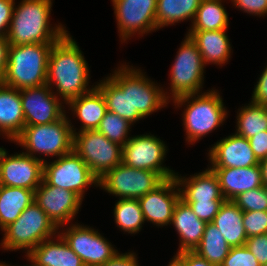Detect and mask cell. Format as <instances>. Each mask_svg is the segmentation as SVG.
I'll use <instances>...</instances> for the list:
<instances>
[{"mask_svg": "<svg viewBox=\"0 0 267 266\" xmlns=\"http://www.w3.org/2000/svg\"><path fill=\"white\" fill-rule=\"evenodd\" d=\"M230 249L220 230L210 222L206 224L201 242L194 252L211 264L221 266Z\"/></svg>", "mask_w": 267, "mask_h": 266, "instance_id": "cell-32", "label": "cell"}, {"mask_svg": "<svg viewBox=\"0 0 267 266\" xmlns=\"http://www.w3.org/2000/svg\"><path fill=\"white\" fill-rule=\"evenodd\" d=\"M53 44L10 45L7 70L2 83L18 90L45 85Z\"/></svg>", "mask_w": 267, "mask_h": 266, "instance_id": "cell-4", "label": "cell"}, {"mask_svg": "<svg viewBox=\"0 0 267 266\" xmlns=\"http://www.w3.org/2000/svg\"><path fill=\"white\" fill-rule=\"evenodd\" d=\"M243 212L267 211V191L264 186L245 191L232 200Z\"/></svg>", "mask_w": 267, "mask_h": 266, "instance_id": "cell-36", "label": "cell"}, {"mask_svg": "<svg viewBox=\"0 0 267 266\" xmlns=\"http://www.w3.org/2000/svg\"><path fill=\"white\" fill-rule=\"evenodd\" d=\"M263 183H267V158L259 161Z\"/></svg>", "mask_w": 267, "mask_h": 266, "instance_id": "cell-48", "label": "cell"}, {"mask_svg": "<svg viewBox=\"0 0 267 266\" xmlns=\"http://www.w3.org/2000/svg\"><path fill=\"white\" fill-rule=\"evenodd\" d=\"M212 223L230 247L245 245L248 237L243 225V211L232 200H224Z\"/></svg>", "mask_w": 267, "mask_h": 266, "instance_id": "cell-28", "label": "cell"}, {"mask_svg": "<svg viewBox=\"0 0 267 266\" xmlns=\"http://www.w3.org/2000/svg\"><path fill=\"white\" fill-rule=\"evenodd\" d=\"M167 146L152 134L131 136L122 146V163L135 169L158 173L164 180L175 177V170L163 165Z\"/></svg>", "mask_w": 267, "mask_h": 266, "instance_id": "cell-11", "label": "cell"}, {"mask_svg": "<svg viewBox=\"0 0 267 266\" xmlns=\"http://www.w3.org/2000/svg\"><path fill=\"white\" fill-rule=\"evenodd\" d=\"M88 63L77 42L67 32L59 41L53 44L47 67L46 84L53 93L67 104L70 100L86 94L95 86H89ZM57 92V93H56Z\"/></svg>", "mask_w": 267, "mask_h": 266, "instance_id": "cell-1", "label": "cell"}, {"mask_svg": "<svg viewBox=\"0 0 267 266\" xmlns=\"http://www.w3.org/2000/svg\"><path fill=\"white\" fill-rule=\"evenodd\" d=\"M202 0H157L156 26L161 29L168 25L192 19Z\"/></svg>", "mask_w": 267, "mask_h": 266, "instance_id": "cell-30", "label": "cell"}, {"mask_svg": "<svg viewBox=\"0 0 267 266\" xmlns=\"http://www.w3.org/2000/svg\"><path fill=\"white\" fill-rule=\"evenodd\" d=\"M66 105H69V110L82 122L78 132L96 130L107 111L105 98L96 86L88 93L70 100Z\"/></svg>", "mask_w": 267, "mask_h": 266, "instance_id": "cell-27", "label": "cell"}, {"mask_svg": "<svg viewBox=\"0 0 267 266\" xmlns=\"http://www.w3.org/2000/svg\"><path fill=\"white\" fill-rule=\"evenodd\" d=\"M131 125V123L118 114L106 111L96 130L106 136L110 141L123 146L130 138L128 135L131 131Z\"/></svg>", "mask_w": 267, "mask_h": 266, "instance_id": "cell-35", "label": "cell"}, {"mask_svg": "<svg viewBox=\"0 0 267 266\" xmlns=\"http://www.w3.org/2000/svg\"><path fill=\"white\" fill-rule=\"evenodd\" d=\"M180 189L175 177L165 179L159 186L139 198L145 222L158 227L170 225Z\"/></svg>", "mask_w": 267, "mask_h": 266, "instance_id": "cell-18", "label": "cell"}, {"mask_svg": "<svg viewBox=\"0 0 267 266\" xmlns=\"http://www.w3.org/2000/svg\"><path fill=\"white\" fill-rule=\"evenodd\" d=\"M0 160H1V147H0ZM0 186H1V182H0Z\"/></svg>", "mask_w": 267, "mask_h": 266, "instance_id": "cell-52", "label": "cell"}, {"mask_svg": "<svg viewBox=\"0 0 267 266\" xmlns=\"http://www.w3.org/2000/svg\"><path fill=\"white\" fill-rule=\"evenodd\" d=\"M231 2L233 6L252 16H267V0H231Z\"/></svg>", "mask_w": 267, "mask_h": 266, "instance_id": "cell-41", "label": "cell"}, {"mask_svg": "<svg viewBox=\"0 0 267 266\" xmlns=\"http://www.w3.org/2000/svg\"><path fill=\"white\" fill-rule=\"evenodd\" d=\"M174 61L169 74L171 92H165L169 102L181 96L200 93L204 83V61L196 43L187 34Z\"/></svg>", "mask_w": 267, "mask_h": 266, "instance_id": "cell-7", "label": "cell"}, {"mask_svg": "<svg viewBox=\"0 0 267 266\" xmlns=\"http://www.w3.org/2000/svg\"><path fill=\"white\" fill-rule=\"evenodd\" d=\"M250 102L238 109L236 117L235 134L246 139L267 130V106Z\"/></svg>", "mask_w": 267, "mask_h": 266, "instance_id": "cell-33", "label": "cell"}, {"mask_svg": "<svg viewBox=\"0 0 267 266\" xmlns=\"http://www.w3.org/2000/svg\"><path fill=\"white\" fill-rule=\"evenodd\" d=\"M114 220L122 231L129 234L139 233L145 223L138 199H119L114 207Z\"/></svg>", "mask_w": 267, "mask_h": 266, "instance_id": "cell-34", "label": "cell"}, {"mask_svg": "<svg viewBox=\"0 0 267 266\" xmlns=\"http://www.w3.org/2000/svg\"><path fill=\"white\" fill-rule=\"evenodd\" d=\"M119 37L124 43L134 34L140 36L158 30L156 26L157 0H111Z\"/></svg>", "mask_w": 267, "mask_h": 266, "instance_id": "cell-13", "label": "cell"}, {"mask_svg": "<svg viewBox=\"0 0 267 266\" xmlns=\"http://www.w3.org/2000/svg\"><path fill=\"white\" fill-rule=\"evenodd\" d=\"M44 162L24 152L8 155L1 147L0 182L3 186L36 190L43 180Z\"/></svg>", "mask_w": 267, "mask_h": 266, "instance_id": "cell-15", "label": "cell"}, {"mask_svg": "<svg viewBox=\"0 0 267 266\" xmlns=\"http://www.w3.org/2000/svg\"><path fill=\"white\" fill-rule=\"evenodd\" d=\"M245 246L260 265L267 264V233L247 238Z\"/></svg>", "mask_w": 267, "mask_h": 266, "instance_id": "cell-40", "label": "cell"}, {"mask_svg": "<svg viewBox=\"0 0 267 266\" xmlns=\"http://www.w3.org/2000/svg\"><path fill=\"white\" fill-rule=\"evenodd\" d=\"M173 103L175 108L186 105L182 113V121L186 131V141L191 145L223 125L228 114L222 96L213 88L207 92L201 91L178 97L173 100Z\"/></svg>", "mask_w": 267, "mask_h": 266, "instance_id": "cell-3", "label": "cell"}, {"mask_svg": "<svg viewBox=\"0 0 267 266\" xmlns=\"http://www.w3.org/2000/svg\"><path fill=\"white\" fill-rule=\"evenodd\" d=\"M208 157L209 168H246L259 164L249 140L235 133L212 145Z\"/></svg>", "mask_w": 267, "mask_h": 266, "instance_id": "cell-19", "label": "cell"}, {"mask_svg": "<svg viewBox=\"0 0 267 266\" xmlns=\"http://www.w3.org/2000/svg\"><path fill=\"white\" fill-rule=\"evenodd\" d=\"M258 161L267 158V130L248 139Z\"/></svg>", "mask_w": 267, "mask_h": 266, "instance_id": "cell-43", "label": "cell"}, {"mask_svg": "<svg viewBox=\"0 0 267 266\" xmlns=\"http://www.w3.org/2000/svg\"><path fill=\"white\" fill-rule=\"evenodd\" d=\"M243 225L247 237L267 233V211L243 212Z\"/></svg>", "mask_w": 267, "mask_h": 266, "instance_id": "cell-37", "label": "cell"}, {"mask_svg": "<svg viewBox=\"0 0 267 266\" xmlns=\"http://www.w3.org/2000/svg\"><path fill=\"white\" fill-rule=\"evenodd\" d=\"M66 115L50 124L25 126L13 142L22 146L26 150L25 154L39 158L42 162L46 160L40 158V155L35 156L37 153L56 158L70 153L73 150V133H76V128Z\"/></svg>", "mask_w": 267, "mask_h": 266, "instance_id": "cell-5", "label": "cell"}, {"mask_svg": "<svg viewBox=\"0 0 267 266\" xmlns=\"http://www.w3.org/2000/svg\"><path fill=\"white\" fill-rule=\"evenodd\" d=\"M59 234L85 266H101L119 253L110 241L89 226L71 224Z\"/></svg>", "mask_w": 267, "mask_h": 266, "instance_id": "cell-12", "label": "cell"}, {"mask_svg": "<svg viewBox=\"0 0 267 266\" xmlns=\"http://www.w3.org/2000/svg\"><path fill=\"white\" fill-rule=\"evenodd\" d=\"M168 266H184V263L175 255L170 260Z\"/></svg>", "mask_w": 267, "mask_h": 266, "instance_id": "cell-49", "label": "cell"}, {"mask_svg": "<svg viewBox=\"0 0 267 266\" xmlns=\"http://www.w3.org/2000/svg\"><path fill=\"white\" fill-rule=\"evenodd\" d=\"M34 201L58 228L77 216L83 202L76 193L48 185L44 180L34 191Z\"/></svg>", "mask_w": 267, "mask_h": 266, "instance_id": "cell-17", "label": "cell"}, {"mask_svg": "<svg viewBox=\"0 0 267 266\" xmlns=\"http://www.w3.org/2000/svg\"><path fill=\"white\" fill-rule=\"evenodd\" d=\"M175 255L184 263V266H215L194 251H182Z\"/></svg>", "mask_w": 267, "mask_h": 266, "instance_id": "cell-46", "label": "cell"}, {"mask_svg": "<svg viewBox=\"0 0 267 266\" xmlns=\"http://www.w3.org/2000/svg\"><path fill=\"white\" fill-rule=\"evenodd\" d=\"M0 266H11L10 264H6L5 262H0ZM14 266V265H13ZM18 266V265H17ZM20 266V265H19ZM25 266V265H24ZM27 266V265H26ZM28 266H33L32 265V262H31V265H28Z\"/></svg>", "mask_w": 267, "mask_h": 266, "instance_id": "cell-50", "label": "cell"}, {"mask_svg": "<svg viewBox=\"0 0 267 266\" xmlns=\"http://www.w3.org/2000/svg\"><path fill=\"white\" fill-rule=\"evenodd\" d=\"M135 252L118 253L113 259L101 266H139Z\"/></svg>", "mask_w": 267, "mask_h": 266, "instance_id": "cell-45", "label": "cell"}, {"mask_svg": "<svg viewBox=\"0 0 267 266\" xmlns=\"http://www.w3.org/2000/svg\"><path fill=\"white\" fill-rule=\"evenodd\" d=\"M222 0H202L188 31L227 30L229 15Z\"/></svg>", "mask_w": 267, "mask_h": 266, "instance_id": "cell-31", "label": "cell"}, {"mask_svg": "<svg viewBox=\"0 0 267 266\" xmlns=\"http://www.w3.org/2000/svg\"><path fill=\"white\" fill-rule=\"evenodd\" d=\"M224 201H199L185 202L192 209L194 214L202 221L210 223L218 214L219 208Z\"/></svg>", "mask_w": 267, "mask_h": 266, "instance_id": "cell-39", "label": "cell"}, {"mask_svg": "<svg viewBox=\"0 0 267 266\" xmlns=\"http://www.w3.org/2000/svg\"><path fill=\"white\" fill-rule=\"evenodd\" d=\"M128 90L130 101V123L146 118L166 107L169 101L160 84H156L142 70L128 65Z\"/></svg>", "mask_w": 267, "mask_h": 266, "instance_id": "cell-14", "label": "cell"}, {"mask_svg": "<svg viewBox=\"0 0 267 266\" xmlns=\"http://www.w3.org/2000/svg\"><path fill=\"white\" fill-rule=\"evenodd\" d=\"M175 179L180 189V198L184 202L224 201L217 175L208 167L203 172L190 177L178 176ZM182 187V188H181Z\"/></svg>", "mask_w": 267, "mask_h": 266, "instance_id": "cell-20", "label": "cell"}, {"mask_svg": "<svg viewBox=\"0 0 267 266\" xmlns=\"http://www.w3.org/2000/svg\"><path fill=\"white\" fill-rule=\"evenodd\" d=\"M227 30L188 31L187 35L196 43L205 65H224L231 58V44Z\"/></svg>", "mask_w": 267, "mask_h": 266, "instance_id": "cell-26", "label": "cell"}, {"mask_svg": "<svg viewBox=\"0 0 267 266\" xmlns=\"http://www.w3.org/2000/svg\"><path fill=\"white\" fill-rule=\"evenodd\" d=\"M9 41L7 37H0V83L3 82L8 63Z\"/></svg>", "mask_w": 267, "mask_h": 266, "instance_id": "cell-47", "label": "cell"}, {"mask_svg": "<svg viewBox=\"0 0 267 266\" xmlns=\"http://www.w3.org/2000/svg\"><path fill=\"white\" fill-rule=\"evenodd\" d=\"M43 180L51 186L76 193L82 200L89 186L98 187V179L88 165L72 150L53 162H44Z\"/></svg>", "mask_w": 267, "mask_h": 266, "instance_id": "cell-9", "label": "cell"}, {"mask_svg": "<svg viewBox=\"0 0 267 266\" xmlns=\"http://www.w3.org/2000/svg\"><path fill=\"white\" fill-rule=\"evenodd\" d=\"M264 187H265V189H266V191H267V183H264Z\"/></svg>", "mask_w": 267, "mask_h": 266, "instance_id": "cell-51", "label": "cell"}, {"mask_svg": "<svg viewBox=\"0 0 267 266\" xmlns=\"http://www.w3.org/2000/svg\"><path fill=\"white\" fill-rule=\"evenodd\" d=\"M163 181L154 171L135 169L121 162L99 179L98 187L118 199H139Z\"/></svg>", "mask_w": 267, "mask_h": 266, "instance_id": "cell-10", "label": "cell"}, {"mask_svg": "<svg viewBox=\"0 0 267 266\" xmlns=\"http://www.w3.org/2000/svg\"><path fill=\"white\" fill-rule=\"evenodd\" d=\"M73 150L98 180L122 162V146L97 130L73 133Z\"/></svg>", "mask_w": 267, "mask_h": 266, "instance_id": "cell-8", "label": "cell"}, {"mask_svg": "<svg viewBox=\"0 0 267 266\" xmlns=\"http://www.w3.org/2000/svg\"><path fill=\"white\" fill-rule=\"evenodd\" d=\"M14 6L15 0H0V37L7 36Z\"/></svg>", "mask_w": 267, "mask_h": 266, "instance_id": "cell-42", "label": "cell"}, {"mask_svg": "<svg viewBox=\"0 0 267 266\" xmlns=\"http://www.w3.org/2000/svg\"><path fill=\"white\" fill-rule=\"evenodd\" d=\"M251 101L256 104L267 106V66L264 68L255 85Z\"/></svg>", "mask_w": 267, "mask_h": 266, "instance_id": "cell-44", "label": "cell"}, {"mask_svg": "<svg viewBox=\"0 0 267 266\" xmlns=\"http://www.w3.org/2000/svg\"><path fill=\"white\" fill-rule=\"evenodd\" d=\"M20 96L25 126L50 124L69 113L47 84L20 89Z\"/></svg>", "mask_w": 267, "mask_h": 266, "instance_id": "cell-16", "label": "cell"}, {"mask_svg": "<svg viewBox=\"0 0 267 266\" xmlns=\"http://www.w3.org/2000/svg\"><path fill=\"white\" fill-rule=\"evenodd\" d=\"M52 0H22L14 6L7 40L10 45L56 43L68 31L61 23L50 24Z\"/></svg>", "mask_w": 267, "mask_h": 266, "instance_id": "cell-2", "label": "cell"}, {"mask_svg": "<svg viewBox=\"0 0 267 266\" xmlns=\"http://www.w3.org/2000/svg\"><path fill=\"white\" fill-rule=\"evenodd\" d=\"M24 127L20 90L0 83V135L14 141Z\"/></svg>", "mask_w": 267, "mask_h": 266, "instance_id": "cell-24", "label": "cell"}, {"mask_svg": "<svg viewBox=\"0 0 267 266\" xmlns=\"http://www.w3.org/2000/svg\"><path fill=\"white\" fill-rule=\"evenodd\" d=\"M95 84L103 94L107 111L118 114L130 123V101L128 90V65L123 63L113 74Z\"/></svg>", "mask_w": 267, "mask_h": 266, "instance_id": "cell-21", "label": "cell"}, {"mask_svg": "<svg viewBox=\"0 0 267 266\" xmlns=\"http://www.w3.org/2000/svg\"><path fill=\"white\" fill-rule=\"evenodd\" d=\"M217 175L225 200H233L239 194L264 186L258 165L246 168H210Z\"/></svg>", "mask_w": 267, "mask_h": 266, "instance_id": "cell-22", "label": "cell"}, {"mask_svg": "<svg viewBox=\"0 0 267 266\" xmlns=\"http://www.w3.org/2000/svg\"><path fill=\"white\" fill-rule=\"evenodd\" d=\"M55 237L46 239L33 248L26 255L27 260L33 266H85L59 233Z\"/></svg>", "mask_w": 267, "mask_h": 266, "instance_id": "cell-23", "label": "cell"}, {"mask_svg": "<svg viewBox=\"0 0 267 266\" xmlns=\"http://www.w3.org/2000/svg\"><path fill=\"white\" fill-rule=\"evenodd\" d=\"M221 266H261L246 246L231 247Z\"/></svg>", "mask_w": 267, "mask_h": 266, "instance_id": "cell-38", "label": "cell"}, {"mask_svg": "<svg viewBox=\"0 0 267 266\" xmlns=\"http://www.w3.org/2000/svg\"><path fill=\"white\" fill-rule=\"evenodd\" d=\"M179 235L178 252L194 251L200 244L205 231L206 222L200 220L182 199L174 209L171 223Z\"/></svg>", "mask_w": 267, "mask_h": 266, "instance_id": "cell-25", "label": "cell"}, {"mask_svg": "<svg viewBox=\"0 0 267 266\" xmlns=\"http://www.w3.org/2000/svg\"><path fill=\"white\" fill-rule=\"evenodd\" d=\"M34 202V190L0 186V230L2 231Z\"/></svg>", "mask_w": 267, "mask_h": 266, "instance_id": "cell-29", "label": "cell"}, {"mask_svg": "<svg viewBox=\"0 0 267 266\" xmlns=\"http://www.w3.org/2000/svg\"><path fill=\"white\" fill-rule=\"evenodd\" d=\"M59 228L34 201L15 220L2 230V249L25 250L26 255L41 242L53 238Z\"/></svg>", "mask_w": 267, "mask_h": 266, "instance_id": "cell-6", "label": "cell"}]
</instances>
